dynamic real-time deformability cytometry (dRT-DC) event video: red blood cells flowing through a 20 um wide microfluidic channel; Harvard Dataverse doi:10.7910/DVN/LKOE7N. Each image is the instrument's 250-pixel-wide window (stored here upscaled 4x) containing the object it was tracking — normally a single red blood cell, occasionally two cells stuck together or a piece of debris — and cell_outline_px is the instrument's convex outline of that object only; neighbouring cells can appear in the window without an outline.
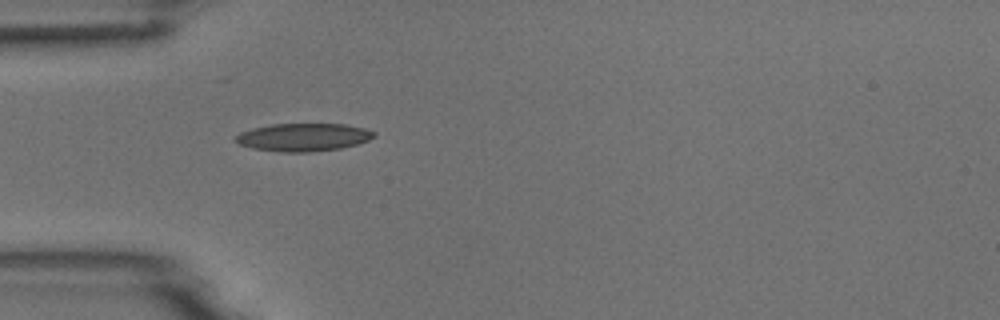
{"species": "common noctule bat (a hibernating species)", "species_latin": "Nyctalus noctula", "temperature_condition": "room temperature", "stored_images_in_passage": 38, "camera_frame_rate_fps": 3000, "um_per_image_px": 0.085, "animal": {"sex": "male", "body_mass_g": 18.8}, "frame": {"image": 1, "passage_image": 1, "time_ms": 0.0, "image_size_px": [1000, 320], "cell_outline_px": [[376, 136], [368, 140], [356, 144], [340, 148], [308, 152], [280, 152], [252, 148], [240, 144], [232, 140], [240, 132], [252, 128], [272, 124], [344, 124], [364, 128], [376, 132]], "centroid_in_image_um": [25.76, 11.66], "position_along_channel_um": 59.2, "area_um2": 22.48}}
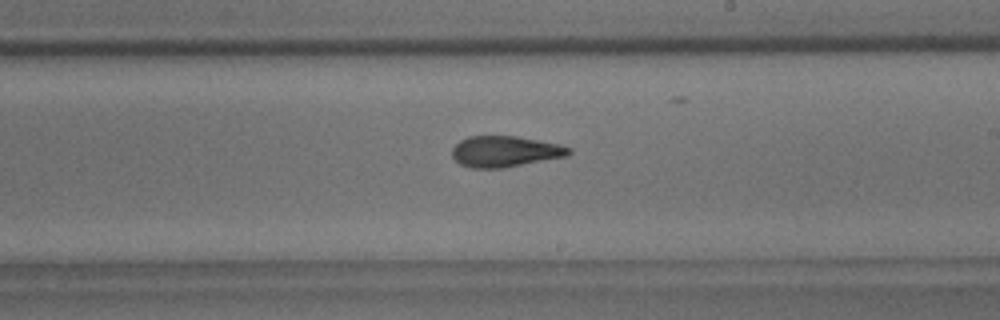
{"frame": {"image": 2, "passage_image": 16, "time_ms": 5.0, "image_size_px": [1000, 320], "cell_outline_px": [[572, 152], [568, 156], [504, 168], [472, 168], [460, 164], [452, 156], [452, 148], [460, 140], [468, 136], [516, 136], [560, 144], [572, 148]], "centroid_in_image_um": [42.95, 12.87], "position_along_channel_um": 246.1, "area_um2": 21.21}}
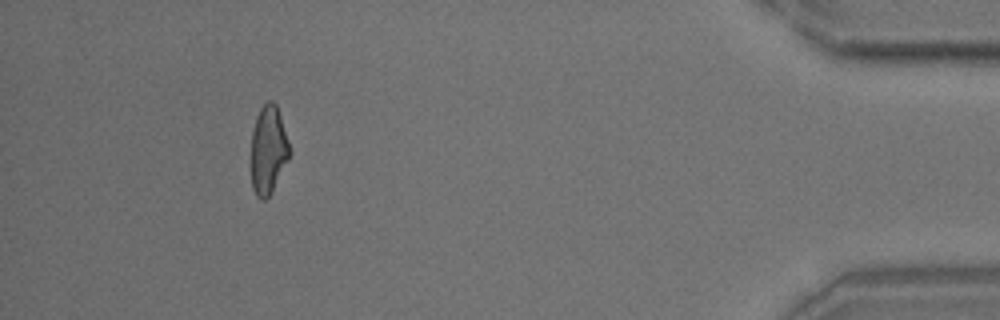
{"frame": {"image": 3, "passage_image": 34, "time_ms": 11.0, "image_size_px": [1000, 320], "cell_outline_px": [[292, 152], [272, 192], [264, 200], [260, 200], [256, 196], [252, 188], [248, 164], [252, 132], [256, 116], [260, 108], [268, 100], [272, 100], [276, 104]], "centroid_in_image_um": [22.76, 12.79], "position_along_channel_um": 412.4, "area_um2": 20.58}, "authors_computed_cell_mechanics": {"area_um2": 21.1259, "velocity_mm_per_s": 3.7784, "shape_relaxation_time_tau1_ms": 5.9559, "shape_relaxation_time_tau2_ms": 2.5173, "deformation_change_tau1": 0.164, "deformation_change_tau2": 0.1112}}